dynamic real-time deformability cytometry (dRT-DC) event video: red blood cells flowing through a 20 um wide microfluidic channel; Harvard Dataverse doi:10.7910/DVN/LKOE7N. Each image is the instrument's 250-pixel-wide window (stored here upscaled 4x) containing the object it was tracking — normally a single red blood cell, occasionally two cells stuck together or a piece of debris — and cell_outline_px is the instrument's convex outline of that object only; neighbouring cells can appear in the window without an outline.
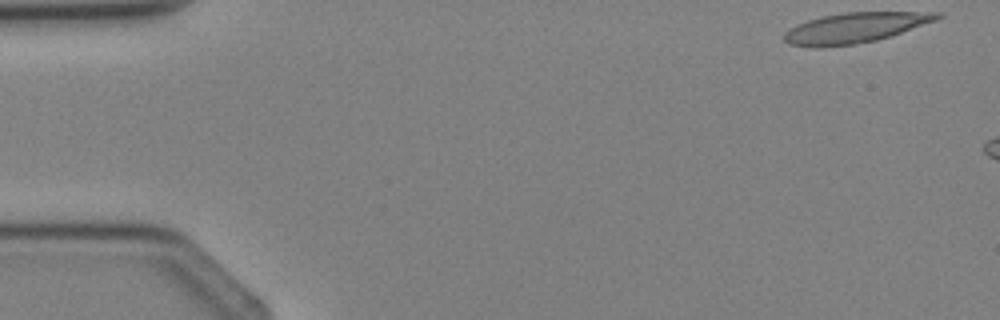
{"species": "Egyptian fruit bat (a non-hibernating species)", "species_latin": "Rousettus aegyptiacus", "temperature_condition": "cold", "stored_images_in_passage": 3, "camera_frame_rate_fps": 3000, "um_per_image_px": 0.085, "animal": {"sex": "female"}, "frame": {"image": 1, "passage_image": 1, "time_ms": 0.0, "image_size_px": [1000, 320], "cell_outline_px": [[944, 16], [936, 20], [876, 40], [852, 44], [820, 48], [816, 48], [788, 44], [784, 40], [784, 32], [796, 24], [808, 20], [824, 16], [844, 12], [944, 12]], "centroid_in_image_um": [72.64, 2.36], "position_along_channel_um": 12.4, "area_um2": 26.76}}